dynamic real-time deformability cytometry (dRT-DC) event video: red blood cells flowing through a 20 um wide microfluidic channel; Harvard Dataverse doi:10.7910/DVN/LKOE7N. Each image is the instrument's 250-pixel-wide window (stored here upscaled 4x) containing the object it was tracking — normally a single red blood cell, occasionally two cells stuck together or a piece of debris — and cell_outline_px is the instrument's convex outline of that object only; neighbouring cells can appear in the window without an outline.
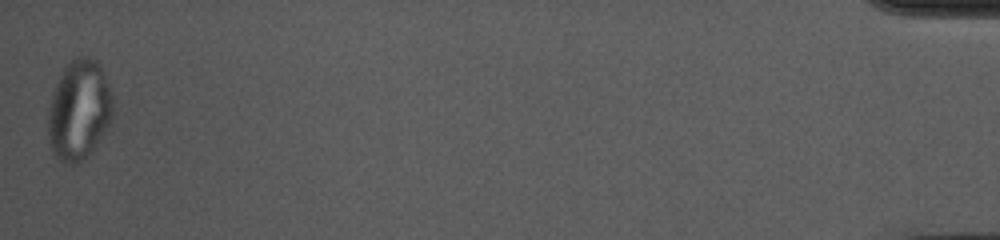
{"species": "common noctule bat (a hibernating species)", "species_latin": "Nyctalus noctula", "temperature_condition": "cold", "stored_images_in_passage": 52, "segment_of_instrument_passage": [2, 2], "camera_frame_rate_fps": 3000, "um_per_image_px": 0.085, "animal": {"sex": "female", "body_mass_g": 10.0, "forearm_length_mm": 53.1}, "frame": {"image": 1, "passage_image": 52, "time_ms": 17.0, "image_size_px": [1000, 240], "cell_outline_px": [[112, 120], [92, 152], [88, 156], [76, 164], [68, 164], [60, 160], [52, 152], [48, 136], [48, 104], [52, 92], [64, 68], [76, 56], [88, 56], [96, 60], [100, 64], [112, 92]], "centroid_in_image_um": [6.72, 9.36], "position_along_channel_um": 428.5, "area_um2": 38.09}}